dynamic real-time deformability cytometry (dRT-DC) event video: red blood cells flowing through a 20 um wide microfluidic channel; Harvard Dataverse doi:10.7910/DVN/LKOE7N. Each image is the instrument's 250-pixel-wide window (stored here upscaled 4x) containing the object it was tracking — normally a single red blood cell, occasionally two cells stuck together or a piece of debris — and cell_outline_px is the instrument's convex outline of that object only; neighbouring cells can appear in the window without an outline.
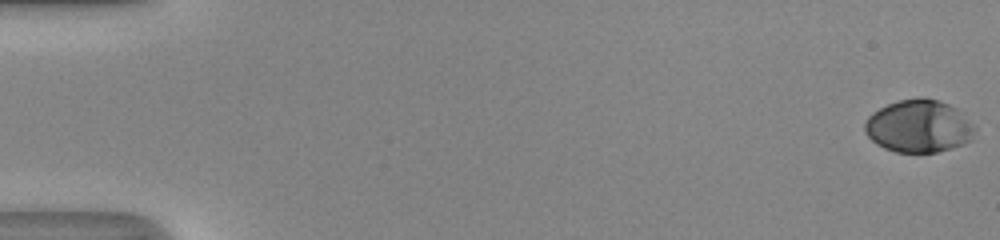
{"species": "human", "species_latin": "Homo sapiens", "temperature_condition": "room temperature", "stored_images_in_passage": 52, "camera_frame_rate_fps": 3000, "um_per_image_px": 0.085, "donor": {"sex": "male"}, "frame": {"image": 1, "passage_image": 1, "time_ms": 0.0, "image_size_px": [1000, 240], "cell_outline_px": [[976, 128], [972, 140], [964, 144], [952, 148], [936, 152], [896, 152], [884, 148], [876, 144], [864, 132], [864, 120], [872, 112], [888, 104], [900, 100], [920, 96], [924, 96], [940, 100], [956, 108], [976, 124]], "centroid_in_image_um": [78.12, 10.71], "position_along_channel_um": 6.9, "area_um2": 34.33}}
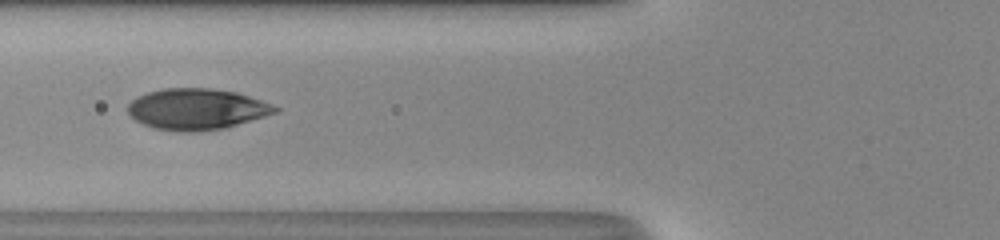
{"frame": {"image": 2, "passage_image": 22, "time_ms": 7.0, "image_size_px": [1000, 240], "cell_outline_px": [[280, 112], [224, 128], [192, 132], [180, 132], [152, 128], [136, 120], [128, 112], [128, 104], [136, 96], [148, 92], [164, 88], [212, 88], [236, 92], [272, 104], [280, 108]], "centroid_in_image_um": [16.73, 9.27], "position_along_channel_um": 109.1, "area_um2": 35.32}}
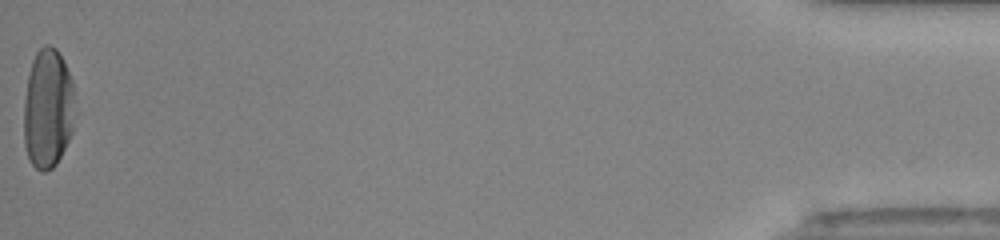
{"frame": {"image": 3, "passage_image": 52, "time_ms": 17.0, "image_size_px": [1000, 240], "cell_outline_px": [[76, 112], [72, 132], [56, 164], [52, 168], [44, 172], [40, 172], [32, 164], [28, 156], [24, 144], [24, 100], [28, 76], [32, 60], [36, 52], [44, 44], [48, 44], [56, 48], [64, 60], [72, 80]], "centroid_in_image_um": [4.08, 9.21], "position_along_channel_um": 431.1, "area_um2": 36.13}, "authors_computed_cell_mechanics": {"area_um2": 34.5933, "velocity_mm_per_s": 4.1931, "shape_relaxation_time_tau1_ms": 4.0455, "shape_relaxation_time_tau2_ms": null, "deformation_change_tau1": 0.2038, "deformation_change_tau2": null}}